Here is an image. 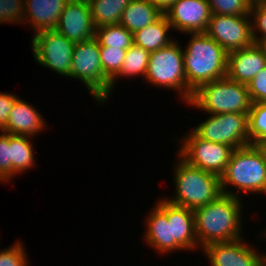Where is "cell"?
Wrapping results in <instances>:
<instances>
[{"mask_svg":"<svg viewBox=\"0 0 266 266\" xmlns=\"http://www.w3.org/2000/svg\"><path fill=\"white\" fill-rule=\"evenodd\" d=\"M259 1H263V0H250L251 3H255V2H259Z\"/></svg>","mask_w":266,"mask_h":266,"instance_id":"8d00e7d4","label":"cell"},{"mask_svg":"<svg viewBox=\"0 0 266 266\" xmlns=\"http://www.w3.org/2000/svg\"><path fill=\"white\" fill-rule=\"evenodd\" d=\"M183 47L177 40L169 46L150 52L145 81L155 87L174 90L183 103H188L193 91L187 86L183 61Z\"/></svg>","mask_w":266,"mask_h":266,"instance_id":"8992f818","label":"cell"},{"mask_svg":"<svg viewBox=\"0 0 266 266\" xmlns=\"http://www.w3.org/2000/svg\"><path fill=\"white\" fill-rule=\"evenodd\" d=\"M250 145L255 146L258 149V151L261 153L263 157L264 164L266 165V142L260 144H250Z\"/></svg>","mask_w":266,"mask_h":266,"instance_id":"d590c367","label":"cell"},{"mask_svg":"<svg viewBox=\"0 0 266 266\" xmlns=\"http://www.w3.org/2000/svg\"><path fill=\"white\" fill-rule=\"evenodd\" d=\"M164 14L180 33L206 32L212 15L208 0H177Z\"/></svg>","mask_w":266,"mask_h":266,"instance_id":"4fadbf2b","label":"cell"},{"mask_svg":"<svg viewBox=\"0 0 266 266\" xmlns=\"http://www.w3.org/2000/svg\"><path fill=\"white\" fill-rule=\"evenodd\" d=\"M164 13L148 0H132L123 10L120 23L132 34L157 21Z\"/></svg>","mask_w":266,"mask_h":266,"instance_id":"ffe728a7","label":"cell"},{"mask_svg":"<svg viewBox=\"0 0 266 266\" xmlns=\"http://www.w3.org/2000/svg\"><path fill=\"white\" fill-rule=\"evenodd\" d=\"M174 166V198L169 202L188 209H196L216 200L221 194L220 176L187 164L180 157Z\"/></svg>","mask_w":266,"mask_h":266,"instance_id":"277c9868","label":"cell"},{"mask_svg":"<svg viewBox=\"0 0 266 266\" xmlns=\"http://www.w3.org/2000/svg\"><path fill=\"white\" fill-rule=\"evenodd\" d=\"M24 248L23 243L18 241L0 251V266H28V255Z\"/></svg>","mask_w":266,"mask_h":266,"instance_id":"4dcf8cb0","label":"cell"},{"mask_svg":"<svg viewBox=\"0 0 266 266\" xmlns=\"http://www.w3.org/2000/svg\"><path fill=\"white\" fill-rule=\"evenodd\" d=\"M265 67L266 49L263 45L254 43L228 53L226 77L247 85Z\"/></svg>","mask_w":266,"mask_h":266,"instance_id":"9a60e30c","label":"cell"},{"mask_svg":"<svg viewBox=\"0 0 266 266\" xmlns=\"http://www.w3.org/2000/svg\"><path fill=\"white\" fill-rule=\"evenodd\" d=\"M243 239L211 243L201 250L211 266H264V253H258Z\"/></svg>","mask_w":266,"mask_h":266,"instance_id":"7c38bea8","label":"cell"},{"mask_svg":"<svg viewBox=\"0 0 266 266\" xmlns=\"http://www.w3.org/2000/svg\"><path fill=\"white\" fill-rule=\"evenodd\" d=\"M181 141L178 157L193 167L218 176L224 173L234 150L229 145L201 139L192 130Z\"/></svg>","mask_w":266,"mask_h":266,"instance_id":"9c48e42d","label":"cell"},{"mask_svg":"<svg viewBox=\"0 0 266 266\" xmlns=\"http://www.w3.org/2000/svg\"><path fill=\"white\" fill-rule=\"evenodd\" d=\"M146 216L145 243L162 255L171 253V230L167 221V199H160Z\"/></svg>","mask_w":266,"mask_h":266,"instance_id":"ac0fdd59","label":"cell"},{"mask_svg":"<svg viewBox=\"0 0 266 266\" xmlns=\"http://www.w3.org/2000/svg\"><path fill=\"white\" fill-rule=\"evenodd\" d=\"M167 221L171 230V253L201 249L195 235L194 212L167 200Z\"/></svg>","mask_w":266,"mask_h":266,"instance_id":"2e32d148","label":"cell"},{"mask_svg":"<svg viewBox=\"0 0 266 266\" xmlns=\"http://www.w3.org/2000/svg\"><path fill=\"white\" fill-rule=\"evenodd\" d=\"M187 104L208 114H249L252 102L246 84L225 77L199 86Z\"/></svg>","mask_w":266,"mask_h":266,"instance_id":"5b68a950","label":"cell"},{"mask_svg":"<svg viewBox=\"0 0 266 266\" xmlns=\"http://www.w3.org/2000/svg\"><path fill=\"white\" fill-rule=\"evenodd\" d=\"M191 35L183 61L187 86L194 92L202 84L226 77L228 52L205 32Z\"/></svg>","mask_w":266,"mask_h":266,"instance_id":"7a4b0ae2","label":"cell"},{"mask_svg":"<svg viewBox=\"0 0 266 266\" xmlns=\"http://www.w3.org/2000/svg\"><path fill=\"white\" fill-rule=\"evenodd\" d=\"M11 181L10 134H0V183Z\"/></svg>","mask_w":266,"mask_h":266,"instance_id":"1f68e13d","label":"cell"},{"mask_svg":"<svg viewBox=\"0 0 266 266\" xmlns=\"http://www.w3.org/2000/svg\"><path fill=\"white\" fill-rule=\"evenodd\" d=\"M25 0H0V24L25 21ZM17 22V23H16Z\"/></svg>","mask_w":266,"mask_h":266,"instance_id":"f546056e","label":"cell"},{"mask_svg":"<svg viewBox=\"0 0 266 266\" xmlns=\"http://www.w3.org/2000/svg\"><path fill=\"white\" fill-rule=\"evenodd\" d=\"M170 29H172V26L166 15L163 14L154 23L133 33L134 44L142 47L148 52H153L169 46L175 41L173 37H169L168 33H170Z\"/></svg>","mask_w":266,"mask_h":266,"instance_id":"44dd1931","label":"cell"},{"mask_svg":"<svg viewBox=\"0 0 266 266\" xmlns=\"http://www.w3.org/2000/svg\"><path fill=\"white\" fill-rule=\"evenodd\" d=\"M191 130L201 139L223 143L233 149L243 148L251 144L248 114H208V118Z\"/></svg>","mask_w":266,"mask_h":266,"instance_id":"ba28073f","label":"cell"},{"mask_svg":"<svg viewBox=\"0 0 266 266\" xmlns=\"http://www.w3.org/2000/svg\"><path fill=\"white\" fill-rule=\"evenodd\" d=\"M149 57L150 52L133 43L126 51L120 71L110 81V95L116 87L114 85L116 79H119V77L131 78L140 75L144 79L148 68Z\"/></svg>","mask_w":266,"mask_h":266,"instance_id":"603a6c76","label":"cell"},{"mask_svg":"<svg viewBox=\"0 0 266 266\" xmlns=\"http://www.w3.org/2000/svg\"><path fill=\"white\" fill-rule=\"evenodd\" d=\"M69 0H25V21L37 34L54 30L60 15Z\"/></svg>","mask_w":266,"mask_h":266,"instance_id":"d6986e66","label":"cell"},{"mask_svg":"<svg viewBox=\"0 0 266 266\" xmlns=\"http://www.w3.org/2000/svg\"><path fill=\"white\" fill-rule=\"evenodd\" d=\"M29 136L11 135V180L35 165L33 145Z\"/></svg>","mask_w":266,"mask_h":266,"instance_id":"7402d4cb","label":"cell"},{"mask_svg":"<svg viewBox=\"0 0 266 266\" xmlns=\"http://www.w3.org/2000/svg\"><path fill=\"white\" fill-rule=\"evenodd\" d=\"M251 16L211 15L206 34L228 53L254 44Z\"/></svg>","mask_w":266,"mask_h":266,"instance_id":"8fae6325","label":"cell"},{"mask_svg":"<svg viewBox=\"0 0 266 266\" xmlns=\"http://www.w3.org/2000/svg\"><path fill=\"white\" fill-rule=\"evenodd\" d=\"M99 48L103 74L111 81L120 71L127 50L107 46Z\"/></svg>","mask_w":266,"mask_h":266,"instance_id":"4316f807","label":"cell"},{"mask_svg":"<svg viewBox=\"0 0 266 266\" xmlns=\"http://www.w3.org/2000/svg\"><path fill=\"white\" fill-rule=\"evenodd\" d=\"M95 38L99 46L127 50L133 43V34L121 24L104 25L96 28Z\"/></svg>","mask_w":266,"mask_h":266,"instance_id":"d4e9b609","label":"cell"},{"mask_svg":"<svg viewBox=\"0 0 266 266\" xmlns=\"http://www.w3.org/2000/svg\"><path fill=\"white\" fill-rule=\"evenodd\" d=\"M153 5L158 7L163 13H165L169 7L177 0H148Z\"/></svg>","mask_w":266,"mask_h":266,"instance_id":"e575fe53","label":"cell"},{"mask_svg":"<svg viewBox=\"0 0 266 266\" xmlns=\"http://www.w3.org/2000/svg\"><path fill=\"white\" fill-rule=\"evenodd\" d=\"M18 98L12 93L0 92V131L6 126L9 113Z\"/></svg>","mask_w":266,"mask_h":266,"instance_id":"836d02e7","label":"cell"},{"mask_svg":"<svg viewBox=\"0 0 266 266\" xmlns=\"http://www.w3.org/2000/svg\"><path fill=\"white\" fill-rule=\"evenodd\" d=\"M250 16L254 43L263 45L266 42V0L252 3Z\"/></svg>","mask_w":266,"mask_h":266,"instance_id":"f1b7e54d","label":"cell"},{"mask_svg":"<svg viewBox=\"0 0 266 266\" xmlns=\"http://www.w3.org/2000/svg\"><path fill=\"white\" fill-rule=\"evenodd\" d=\"M264 266H266V253H264Z\"/></svg>","mask_w":266,"mask_h":266,"instance_id":"74e56055","label":"cell"},{"mask_svg":"<svg viewBox=\"0 0 266 266\" xmlns=\"http://www.w3.org/2000/svg\"><path fill=\"white\" fill-rule=\"evenodd\" d=\"M132 0H87L95 28L119 24L123 10Z\"/></svg>","mask_w":266,"mask_h":266,"instance_id":"cb8c5ba5","label":"cell"},{"mask_svg":"<svg viewBox=\"0 0 266 266\" xmlns=\"http://www.w3.org/2000/svg\"><path fill=\"white\" fill-rule=\"evenodd\" d=\"M55 30L74 44L93 39L96 28L87 0H69Z\"/></svg>","mask_w":266,"mask_h":266,"instance_id":"5bb4252c","label":"cell"},{"mask_svg":"<svg viewBox=\"0 0 266 266\" xmlns=\"http://www.w3.org/2000/svg\"><path fill=\"white\" fill-rule=\"evenodd\" d=\"M211 14L218 15H248L252 3L250 0H208Z\"/></svg>","mask_w":266,"mask_h":266,"instance_id":"83f0119b","label":"cell"},{"mask_svg":"<svg viewBox=\"0 0 266 266\" xmlns=\"http://www.w3.org/2000/svg\"><path fill=\"white\" fill-rule=\"evenodd\" d=\"M70 78L84 83L100 105L110 98V80L103 74L99 42L95 37L74 45Z\"/></svg>","mask_w":266,"mask_h":266,"instance_id":"52a82bcc","label":"cell"},{"mask_svg":"<svg viewBox=\"0 0 266 266\" xmlns=\"http://www.w3.org/2000/svg\"><path fill=\"white\" fill-rule=\"evenodd\" d=\"M249 138L251 144L266 142V103L251 104L248 114Z\"/></svg>","mask_w":266,"mask_h":266,"instance_id":"484cf974","label":"cell"},{"mask_svg":"<svg viewBox=\"0 0 266 266\" xmlns=\"http://www.w3.org/2000/svg\"><path fill=\"white\" fill-rule=\"evenodd\" d=\"M32 56L45 68L70 78L74 43L54 30L34 34Z\"/></svg>","mask_w":266,"mask_h":266,"instance_id":"30bf717a","label":"cell"},{"mask_svg":"<svg viewBox=\"0 0 266 266\" xmlns=\"http://www.w3.org/2000/svg\"><path fill=\"white\" fill-rule=\"evenodd\" d=\"M242 209L241 198L226 194L194 209L195 235L199 247L243 238Z\"/></svg>","mask_w":266,"mask_h":266,"instance_id":"6da1fadb","label":"cell"},{"mask_svg":"<svg viewBox=\"0 0 266 266\" xmlns=\"http://www.w3.org/2000/svg\"><path fill=\"white\" fill-rule=\"evenodd\" d=\"M252 103H266V67L247 84Z\"/></svg>","mask_w":266,"mask_h":266,"instance_id":"d6a6232c","label":"cell"},{"mask_svg":"<svg viewBox=\"0 0 266 266\" xmlns=\"http://www.w3.org/2000/svg\"><path fill=\"white\" fill-rule=\"evenodd\" d=\"M220 182L222 194L238 198L242 193L266 194V165L258 149L252 145L234 149ZM231 186L241 195L231 191Z\"/></svg>","mask_w":266,"mask_h":266,"instance_id":"3957f363","label":"cell"},{"mask_svg":"<svg viewBox=\"0 0 266 266\" xmlns=\"http://www.w3.org/2000/svg\"><path fill=\"white\" fill-rule=\"evenodd\" d=\"M45 127L46 121L39 110L19 96L9 113L6 126L0 132L33 137Z\"/></svg>","mask_w":266,"mask_h":266,"instance_id":"e0dca14e","label":"cell"}]
</instances>
